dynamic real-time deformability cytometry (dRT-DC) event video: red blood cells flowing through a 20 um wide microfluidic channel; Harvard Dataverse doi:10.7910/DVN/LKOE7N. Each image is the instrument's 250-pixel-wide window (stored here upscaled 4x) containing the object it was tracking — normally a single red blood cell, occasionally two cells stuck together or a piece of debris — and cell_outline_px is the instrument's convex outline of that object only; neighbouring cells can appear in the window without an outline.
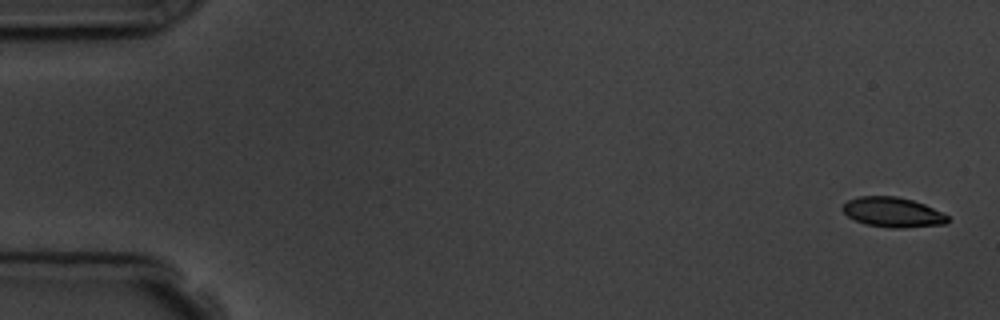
{"species": "common noctule bat (a hibernating species)", "species_latin": "Nyctalus noctula", "temperature_condition": "room temperature", "stored_images_in_passage": 6, "camera_frame_rate_fps": 3000, "um_per_image_px": 0.085, "animal": {"sex": "male", "body_mass_g": 19.5, "forearm_length_mm": 54.6}, "frame": {"image": 1, "passage_image": 1, "time_ms": 0.0, "image_size_px": [1000, 320], "cell_outline_px": [[948, 220], [944, 224], [904, 228], [888, 228], [864, 224], [848, 216], [840, 208], [848, 200], [860, 196], [896, 196], [912, 200], [924, 204], [948, 216]], "centroid_in_image_um": [75.85, 18.04], "position_along_channel_um": 9.2, "area_um2": 18.21}}
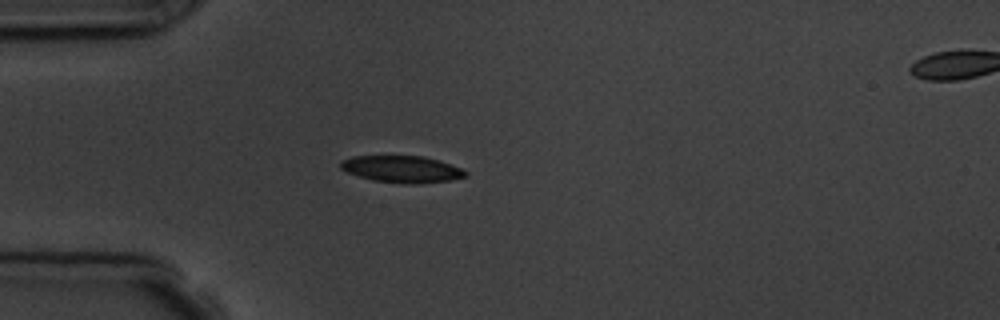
{"frame": {"image": 2, "passage_image": 5, "time_ms": 4.667, "image_size_px": [1000, 320], "cell_outline_px": [[468, 176], [448, 180], [416, 184], [404, 184], [372, 180], [348, 172], [340, 168], [340, 160], [352, 156], [424, 156], [460, 168], [468, 172]], "centroid_in_image_um": [34.13, 14.38], "position_along_channel_um": 50.9, "area_um2": 19.36}}